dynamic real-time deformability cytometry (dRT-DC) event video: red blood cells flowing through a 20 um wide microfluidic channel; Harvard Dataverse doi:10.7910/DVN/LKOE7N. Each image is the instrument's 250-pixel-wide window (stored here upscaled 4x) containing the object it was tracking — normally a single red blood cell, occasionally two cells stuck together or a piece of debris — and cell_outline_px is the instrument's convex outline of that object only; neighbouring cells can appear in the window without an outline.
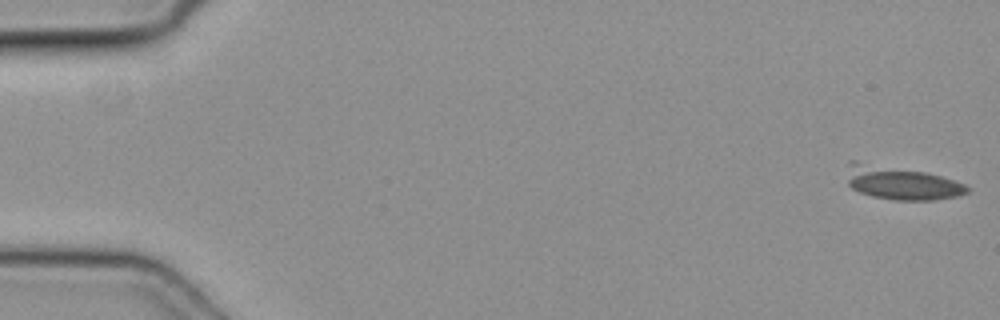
{"species": "common noctule bat (a hibernating species)", "species_latin": "Nyctalus noctula", "temperature_condition": "cold", "stored_images_in_passage": 12, "camera_frame_rate_fps": 3000, "um_per_image_px": 0.085, "animal": {"sex": "female", "body_mass_g": 19.3, "forearm_length_mm": 54.1}, "frame": {"image": 1, "passage_image": 1, "time_ms": 0.0, "image_size_px": [1000, 320], "cell_outline_px": [[968, 192], [956, 196], [932, 200], [896, 200], [872, 196], [860, 192], [852, 188], [848, 184], [848, 160], [856, 160], [924, 172], [940, 176], [964, 184], [968, 188]], "centroid_in_image_um": [76.54, 15.53], "position_along_channel_um": 8.5, "area_um2": 23.18}}